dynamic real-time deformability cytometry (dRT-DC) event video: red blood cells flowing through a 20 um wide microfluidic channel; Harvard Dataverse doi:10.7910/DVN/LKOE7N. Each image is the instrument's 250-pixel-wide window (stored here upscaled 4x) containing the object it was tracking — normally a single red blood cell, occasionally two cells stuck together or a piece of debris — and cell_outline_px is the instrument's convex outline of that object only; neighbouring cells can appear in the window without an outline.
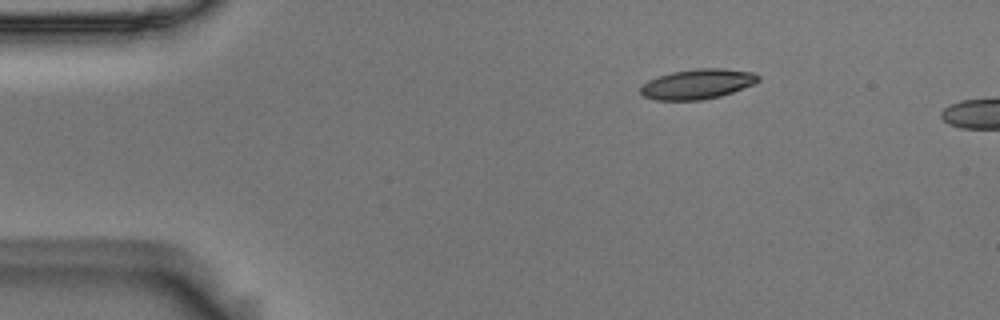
{"species": "Egyptian fruit bat (a non-hibernating species)", "species_latin": "Rousettus aegyptiacus", "temperature_condition": "room temperature", "stored_images_in_passage": 9, "camera_frame_rate_fps": 3000, "um_per_image_px": 0.085, "animal": {"sex": "male"}, "frame": {"image": 1, "passage_image": 1, "time_ms": 0.0, "image_size_px": [1000, 320], "cell_outline_px": [[760, 80], [756, 84], [720, 96], [700, 100], [656, 100], [644, 96], [640, 92], [640, 88], [648, 80], [672, 72], [696, 68], [724, 68], [756, 72], [760, 76]], "centroid_in_image_um": [59.35, 7.13], "position_along_channel_um": 25.7, "area_um2": 20.69}}
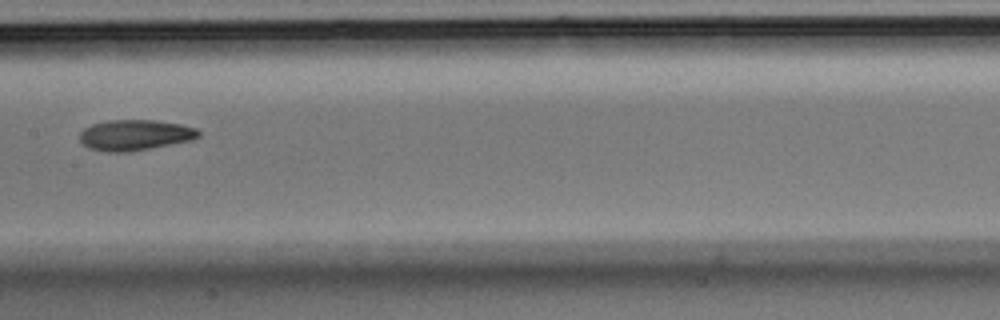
{"frame": {"image": 2, "passage_image": 6, "time_ms": 1.667, "image_size_px": [1000, 320], "cell_outline_px": [[200, 136], [192, 140], [128, 152], [108, 152], [88, 148], [80, 140], [80, 132], [84, 128], [92, 124], [108, 120], [156, 120], [180, 124], [196, 128], [200, 132]], "centroid_in_image_um": [11.47, 11.47], "position_along_channel_um": 195.9, "area_um2": 21.21}}
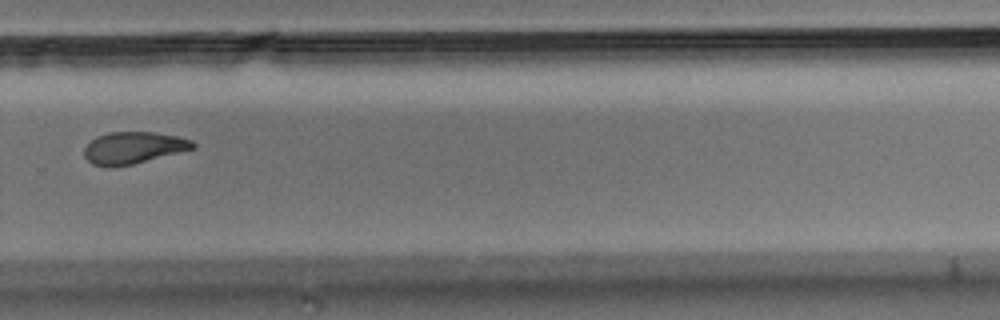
{"frame": {"image": 3, "passage_image": 9, "time_ms": 2.667, "image_size_px": [1000, 320], "cell_outline_px": [[196, 148], [132, 164], [92, 164], [84, 156], [84, 148], [96, 136], [108, 132], [156, 132], [176, 136], [192, 140], [196, 144]], "centroid_in_image_um": [11.38, 12.52], "position_along_channel_um": 318.4, "area_um2": 19.65}}